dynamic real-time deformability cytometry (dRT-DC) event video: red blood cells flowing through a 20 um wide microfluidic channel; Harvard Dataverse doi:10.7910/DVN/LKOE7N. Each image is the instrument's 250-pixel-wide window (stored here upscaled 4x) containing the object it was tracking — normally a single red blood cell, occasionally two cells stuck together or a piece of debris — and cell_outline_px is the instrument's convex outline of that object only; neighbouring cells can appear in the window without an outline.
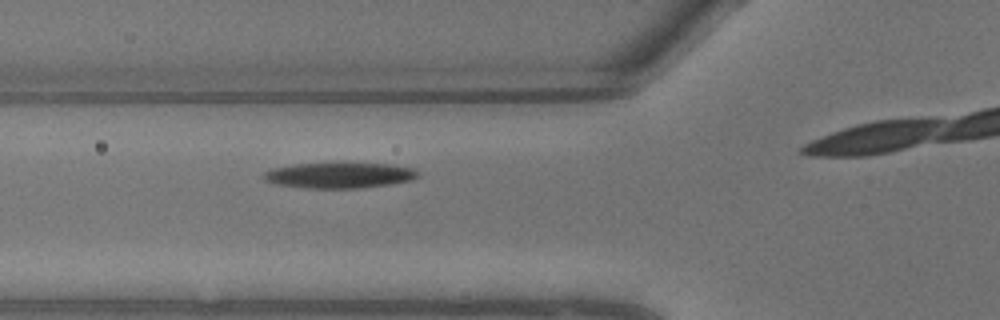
{"species": "common noctule bat (a hibernating species)", "species_latin": "Nyctalus noctula", "temperature_condition": "warm", "stored_images_in_passage": 7, "camera_frame_rate_fps": 3000, "um_per_image_px": 0.085, "animal": {"sex": "male", "body_mass_g": 13.3}, "frame": {"image": 1, "passage_image": 6, "time_ms": 1.667, "image_size_px": [1000, 320], "cell_outline_px": [[420, 176], [412, 180], [388, 184], [360, 188], [304, 188], [276, 184], [264, 180], [264, 172], [272, 168], [296, 164], [392, 164], [416, 168], [420, 172]], "centroid_in_image_um": [28.89, 14.91], "position_along_channel_um": 96.9, "area_um2": 22.89}}